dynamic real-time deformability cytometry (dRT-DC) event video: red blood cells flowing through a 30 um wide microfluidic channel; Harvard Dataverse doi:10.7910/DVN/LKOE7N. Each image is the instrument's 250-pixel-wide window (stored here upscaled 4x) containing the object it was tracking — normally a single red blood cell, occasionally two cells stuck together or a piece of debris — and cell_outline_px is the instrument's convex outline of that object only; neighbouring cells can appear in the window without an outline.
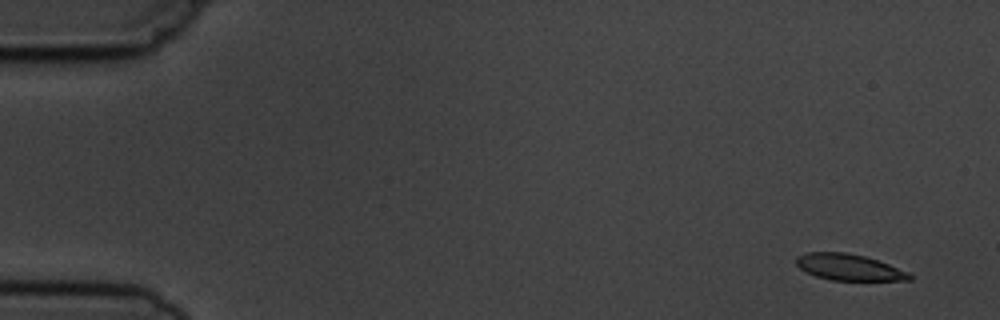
{"species": "common noctule bat (a hibernating species)", "species_latin": "Nyctalus noctula", "temperature_condition": "cold", "stored_images_in_passage": 2, "camera_frame_rate_fps": 3000, "um_per_image_px": 0.085, "animal": {"sex": "male", "body_mass_g": 19.5, "forearm_length_mm": 54.6}, "frame": {"image": 1, "passage_image": 2, "time_ms": 2.0, "image_size_px": [1000, 320], "cell_outline_px": [[912, 280], [832, 280], [816, 276], [800, 268], [796, 264], [796, 256], [808, 252], [848, 252], [864, 256], [888, 264], [908, 272], [912, 276]], "centroid_in_image_um": [72.14, 22.71], "position_along_channel_um": 12.9, "area_um2": 17.17}}